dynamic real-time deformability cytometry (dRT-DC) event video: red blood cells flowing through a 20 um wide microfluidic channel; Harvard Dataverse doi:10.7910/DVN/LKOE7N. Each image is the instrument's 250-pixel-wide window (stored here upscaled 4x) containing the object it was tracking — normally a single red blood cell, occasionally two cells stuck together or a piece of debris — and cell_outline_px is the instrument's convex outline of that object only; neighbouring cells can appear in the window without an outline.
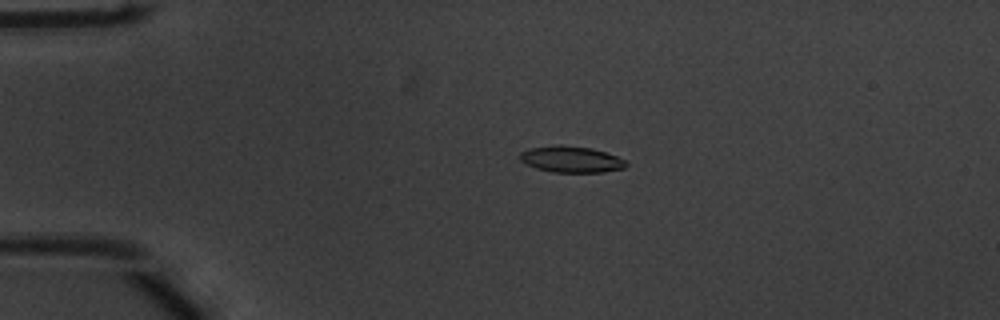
{"species": "common noctule bat (a hibernating species)", "species_latin": "Nyctalus noctula", "temperature_condition": "warm", "stored_images_in_passage": 54, "camera_frame_rate_fps": 3000, "um_per_image_px": 0.085, "animal": {"sex": "male", "body_mass_g": 20.1, "forearm_length_mm": 53.5}, "frame": {"image": 1, "passage_image": 13, "time_ms": 4.0, "image_size_px": [1000, 320], "cell_outline_px": [[628, 164], [624, 168], [604, 172], [552, 172], [536, 168], [520, 160], [520, 152], [528, 148], [556, 144], [560, 144], [592, 148], [616, 156], [624, 160]], "centroid_in_image_um": [48.53, 13.53], "position_along_channel_um": 36.5, "area_um2": 16.3}}
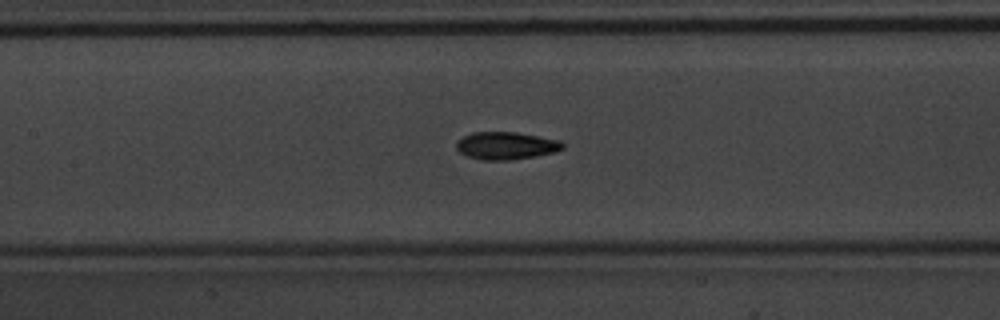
{"frame": {"image": 2, "passage_image": 26, "time_ms": 8.333, "image_size_px": [1000, 320], "cell_outline_px": [[564, 148], [552, 152], [536, 156], [508, 160], [484, 160], [468, 156], [460, 152], [456, 148], [456, 140], [472, 132], [516, 132], [560, 140], [564, 144]], "centroid_in_image_um": [43.0, 12.37], "position_along_channel_um": 164.4, "area_um2": 16.99}}
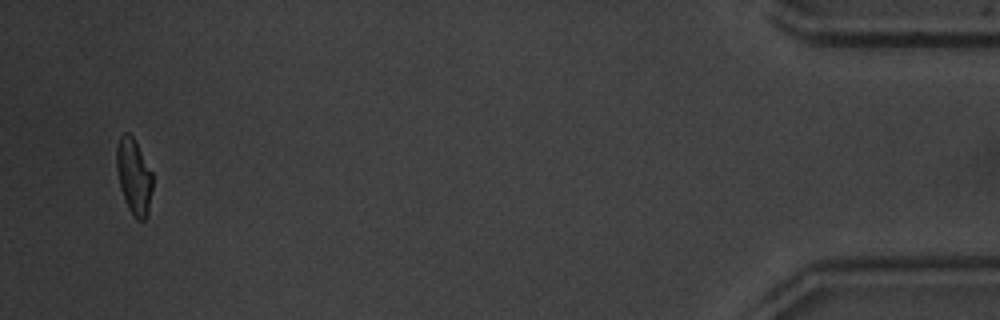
{"frame": {"image": 3, "passage_image": 52, "time_ms": 17.0, "image_size_px": [1000, 320], "cell_outline_px": [[152, 188], [148, 216], [144, 220], [136, 220], [132, 216], [128, 208], [120, 188], [116, 168], [116, 148], [120, 136], [124, 132], [128, 132], [136, 140], [152, 172]], "centroid_in_image_um": [11.38, 15.0], "position_along_channel_um": 423.8, "area_um2": 16.18}, "authors_computed_cell_mechanics": {"area_um2": 16.2996, "velocity_mm_per_s": 3.8922, "shape_relaxation_time_tau1_ms": 3.505, "shape_relaxation_time_tau2_ms": 2.3222, "deformation_change_tau1": 0.1513, "deformation_change_tau2": 0.0828}}